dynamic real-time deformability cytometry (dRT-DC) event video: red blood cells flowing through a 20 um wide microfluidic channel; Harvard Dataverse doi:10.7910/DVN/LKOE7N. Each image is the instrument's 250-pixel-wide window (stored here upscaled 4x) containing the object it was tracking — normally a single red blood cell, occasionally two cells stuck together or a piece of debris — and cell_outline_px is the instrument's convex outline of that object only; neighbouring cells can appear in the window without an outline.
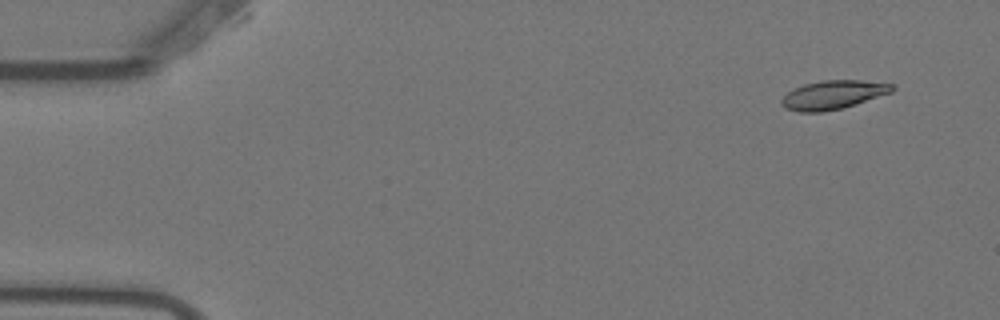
{"species": "Egyptian fruit bat (a non-hibernating species)", "species_latin": "Rousettus aegyptiacus", "temperature_condition": "warm", "stored_images_in_passage": 4, "camera_frame_rate_fps": 3000, "um_per_image_px": 0.085, "animal": {"sex": "female"}, "frame": {"image": 1, "passage_image": 1, "time_ms": 0.0, "image_size_px": [1000, 320], "cell_outline_px": [[896, 88], [892, 92], [856, 104], [824, 112], [800, 112], [784, 108], [780, 104], [780, 100], [788, 92], [804, 84], [824, 80], [860, 80], [896, 84]], "centroid_in_image_um": [70.83, 8.06], "position_along_channel_um": 14.2, "area_um2": 18.55}}
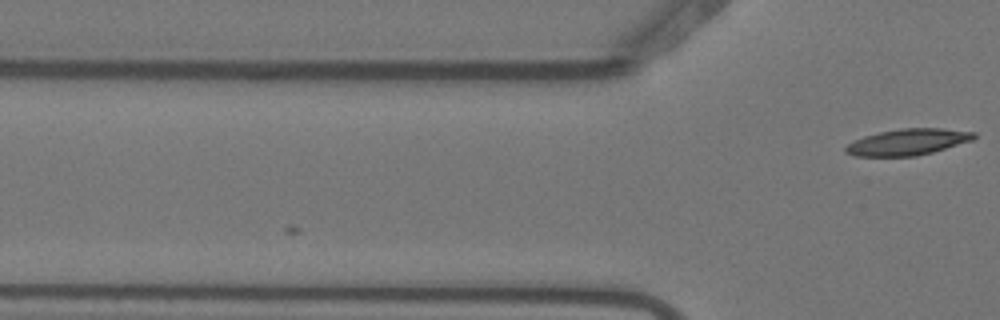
{"frame": {"image": 2, "passage_image": 4, "time_ms": 1.0, "image_size_px": [1000, 320], "cell_outline_px": [[976, 136], [972, 140], [932, 152], [916, 156], [856, 156], [844, 152], [844, 148], [848, 144], [864, 136], [880, 132], [900, 128], [940, 128], [976, 132]], "centroid_in_image_um": [77.16, 12.07], "position_along_channel_um": 48.6, "area_um2": 19.48}}